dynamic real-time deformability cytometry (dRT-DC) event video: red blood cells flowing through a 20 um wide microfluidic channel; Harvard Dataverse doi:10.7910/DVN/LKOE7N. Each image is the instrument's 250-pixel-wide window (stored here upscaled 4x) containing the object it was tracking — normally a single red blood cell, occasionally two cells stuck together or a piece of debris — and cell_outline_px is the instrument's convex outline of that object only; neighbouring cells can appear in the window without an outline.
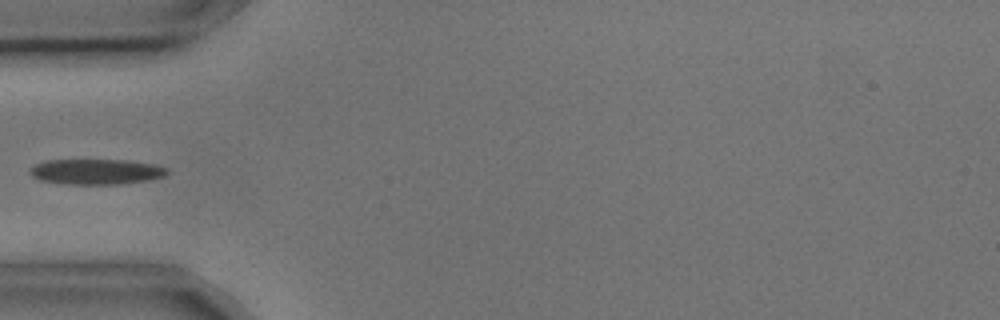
{"species": "common noctule bat (a hibernating species)", "species_latin": "Nyctalus noctula", "temperature_condition": "cold", "stored_images_in_passage": 6, "camera_frame_rate_fps": 3000, "um_per_image_px": 0.085, "animal": {"sex": "male", "body_mass_g": 17.9, "forearm_length_mm": 54.2}, "frame": {"image": 1, "passage_image": 5, "time_ms": 1.333, "image_size_px": [1000, 320], "cell_outline_px": [[168, 172], [164, 176], [144, 180], [120, 184], [64, 184], [40, 180], [32, 176], [28, 172], [28, 168], [44, 160], [128, 160], [152, 164], [168, 168]], "centroid_in_image_um": [8.11, 14.59], "position_along_channel_um": 76.9, "area_um2": 20.29}}